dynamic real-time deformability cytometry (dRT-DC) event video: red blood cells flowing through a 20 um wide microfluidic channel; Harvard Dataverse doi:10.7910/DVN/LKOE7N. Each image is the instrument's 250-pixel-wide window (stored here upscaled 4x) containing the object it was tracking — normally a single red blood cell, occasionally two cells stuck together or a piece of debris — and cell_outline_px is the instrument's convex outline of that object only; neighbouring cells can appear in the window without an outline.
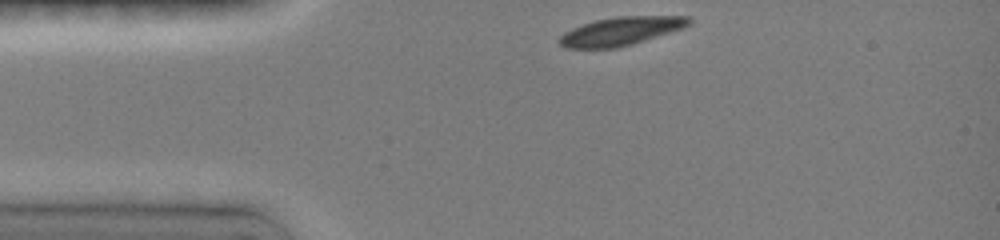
{"species": "common noctule bat (a hibernating species)", "species_latin": "Nyctalus noctula", "temperature_condition": "room temperature", "stored_images_in_passage": 46, "camera_frame_rate_fps": 3000, "um_per_image_px": 0.085, "animal": {"sex": "female", "body_mass_g": 19.0, "forearm_length_mm": 51.5}, "frame": {"image": 1, "passage_image": 1, "time_ms": 0.0, "image_size_px": [1000, 240], "cell_outline_px": [[692, 20], [688, 24], [680, 28], [668, 32], [616, 48], [568, 48], [560, 44], [560, 36], [564, 32], [572, 28], [596, 20], [616, 16], [688, 16]], "centroid_in_image_um": [52.72, 2.63], "position_along_channel_um": 32.3, "area_um2": 20.75}}
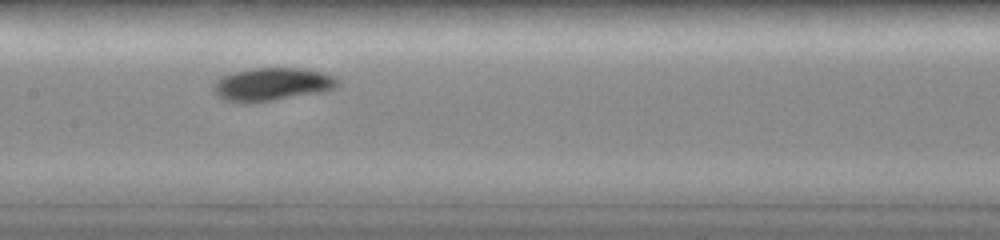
{"frame": {"image": 2, "passage_image": 27, "time_ms": 4.667, "image_size_px": [1000, 240], "cell_outline_px": [[340, 80], [332, 88], [324, 92], [272, 100], [244, 104], [224, 100], [216, 92], [212, 84], [220, 76], [252, 68], [304, 68], [324, 72], [336, 76]], "centroid_in_image_um": [23.13, 7.16], "position_along_channel_um": 184.3, "area_um2": 23.99}}
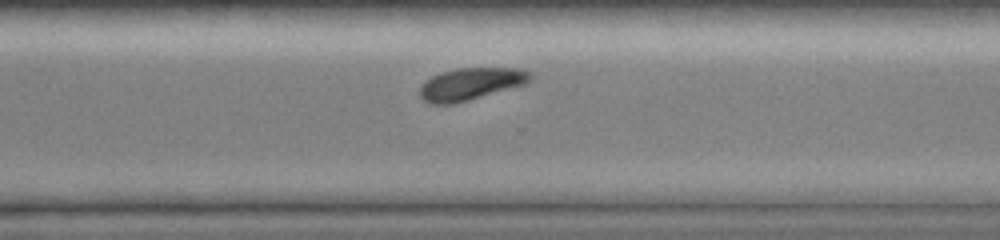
{"frame": {"image": 3, "passage_image": 43, "time_ms": 8.333, "image_size_px": [1000, 240], "cell_outline_px": [[532, 76], [524, 84], [468, 100], [452, 104], [428, 104], [420, 96], [420, 84], [432, 76], [440, 72], [456, 68], [520, 68], [532, 72]], "centroid_in_image_um": [39.97, 7.12], "position_along_channel_um": 330.6, "area_um2": 20.63}}